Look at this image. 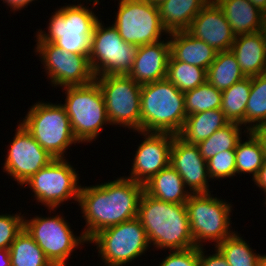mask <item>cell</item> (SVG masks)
Here are the masks:
<instances>
[{"label": "cell", "mask_w": 266, "mask_h": 266, "mask_svg": "<svg viewBox=\"0 0 266 266\" xmlns=\"http://www.w3.org/2000/svg\"><path fill=\"white\" fill-rule=\"evenodd\" d=\"M210 0H165L157 5L163 27L170 32L187 30Z\"/></svg>", "instance_id": "d4e9b609"}, {"label": "cell", "mask_w": 266, "mask_h": 266, "mask_svg": "<svg viewBox=\"0 0 266 266\" xmlns=\"http://www.w3.org/2000/svg\"><path fill=\"white\" fill-rule=\"evenodd\" d=\"M256 266H266V254L260 256Z\"/></svg>", "instance_id": "ee69618b"}, {"label": "cell", "mask_w": 266, "mask_h": 266, "mask_svg": "<svg viewBox=\"0 0 266 266\" xmlns=\"http://www.w3.org/2000/svg\"><path fill=\"white\" fill-rule=\"evenodd\" d=\"M187 31L217 52L230 51L236 37L222 10L213 0L201 9Z\"/></svg>", "instance_id": "ac0fdd59"}, {"label": "cell", "mask_w": 266, "mask_h": 266, "mask_svg": "<svg viewBox=\"0 0 266 266\" xmlns=\"http://www.w3.org/2000/svg\"><path fill=\"white\" fill-rule=\"evenodd\" d=\"M138 134L144 136V140L137 146L130 176L126 178L144 185L169 165L175 134L141 131Z\"/></svg>", "instance_id": "2e32d148"}, {"label": "cell", "mask_w": 266, "mask_h": 266, "mask_svg": "<svg viewBox=\"0 0 266 266\" xmlns=\"http://www.w3.org/2000/svg\"><path fill=\"white\" fill-rule=\"evenodd\" d=\"M243 128L239 123L230 122L215 131L209 138L196 144L202 157L207 161L222 151L235 150L238 141L242 138L241 133H247V130Z\"/></svg>", "instance_id": "f546056e"}, {"label": "cell", "mask_w": 266, "mask_h": 266, "mask_svg": "<svg viewBox=\"0 0 266 266\" xmlns=\"http://www.w3.org/2000/svg\"><path fill=\"white\" fill-rule=\"evenodd\" d=\"M237 35L266 30V14L249 0H213Z\"/></svg>", "instance_id": "7402d4cb"}, {"label": "cell", "mask_w": 266, "mask_h": 266, "mask_svg": "<svg viewBox=\"0 0 266 266\" xmlns=\"http://www.w3.org/2000/svg\"><path fill=\"white\" fill-rule=\"evenodd\" d=\"M245 77L231 50L217 52L214 62L207 69V81L221 91Z\"/></svg>", "instance_id": "484cf974"}, {"label": "cell", "mask_w": 266, "mask_h": 266, "mask_svg": "<svg viewBox=\"0 0 266 266\" xmlns=\"http://www.w3.org/2000/svg\"><path fill=\"white\" fill-rule=\"evenodd\" d=\"M144 191L156 199L175 204H185L191 195L170 164L144 184Z\"/></svg>", "instance_id": "603a6c76"}, {"label": "cell", "mask_w": 266, "mask_h": 266, "mask_svg": "<svg viewBox=\"0 0 266 266\" xmlns=\"http://www.w3.org/2000/svg\"><path fill=\"white\" fill-rule=\"evenodd\" d=\"M186 115L220 109L222 91L216 89L208 81L184 93Z\"/></svg>", "instance_id": "836d02e7"}, {"label": "cell", "mask_w": 266, "mask_h": 266, "mask_svg": "<svg viewBox=\"0 0 266 266\" xmlns=\"http://www.w3.org/2000/svg\"><path fill=\"white\" fill-rule=\"evenodd\" d=\"M251 90V77H245L222 91L221 110L230 122L245 128V111Z\"/></svg>", "instance_id": "4316f807"}, {"label": "cell", "mask_w": 266, "mask_h": 266, "mask_svg": "<svg viewBox=\"0 0 266 266\" xmlns=\"http://www.w3.org/2000/svg\"><path fill=\"white\" fill-rule=\"evenodd\" d=\"M105 100L110 125L141 131V85L129 75L95 77Z\"/></svg>", "instance_id": "7c38bea8"}, {"label": "cell", "mask_w": 266, "mask_h": 266, "mask_svg": "<svg viewBox=\"0 0 266 266\" xmlns=\"http://www.w3.org/2000/svg\"><path fill=\"white\" fill-rule=\"evenodd\" d=\"M88 7L80 2L58 8L49 18L48 32L38 29L35 41L53 43L70 53L89 55L91 36L99 18L93 8Z\"/></svg>", "instance_id": "277c9868"}, {"label": "cell", "mask_w": 266, "mask_h": 266, "mask_svg": "<svg viewBox=\"0 0 266 266\" xmlns=\"http://www.w3.org/2000/svg\"><path fill=\"white\" fill-rule=\"evenodd\" d=\"M79 179L78 171L67 158H55L22 186L30 188L36 202L47 207L51 213L68 200L73 199L77 204L81 188Z\"/></svg>", "instance_id": "9c48e42d"}, {"label": "cell", "mask_w": 266, "mask_h": 266, "mask_svg": "<svg viewBox=\"0 0 266 266\" xmlns=\"http://www.w3.org/2000/svg\"><path fill=\"white\" fill-rule=\"evenodd\" d=\"M143 191V184L126 176L95 186L82 185L78 206L86 222L81 233L87 241L101 230L136 218Z\"/></svg>", "instance_id": "6da1fadb"}, {"label": "cell", "mask_w": 266, "mask_h": 266, "mask_svg": "<svg viewBox=\"0 0 266 266\" xmlns=\"http://www.w3.org/2000/svg\"><path fill=\"white\" fill-rule=\"evenodd\" d=\"M113 25L127 43L142 46L162 40L168 35L159 10L150 0H119Z\"/></svg>", "instance_id": "4fadbf2b"}, {"label": "cell", "mask_w": 266, "mask_h": 266, "mask_svg": "<svg viewBox=\"0 0 266 266\" xmlns=\"http://www.w3.org/2000/svg\"><path fill=\"white\" fill-rule=\"evenodd\" d=\"M0 214V249H9L16 236L24 229V215Z\"/></svg>", "instance_id": "d590c367"}, {"label": "cell", "mask_w": 266, "mask_h": 266, "mask_svg": "<svg viewBox=\"0 0 266 266\" xmlns=\"http://www.w3.org/2000/svg\"><path fill=\"white\" fill-rule=\"evenodd\" d=\"M23 127L54 158H66V150L78 144L62 103L38 101L29 108Z\"/></svg>", "instance_id": "8992f818"}, {"label": "cell", "mask_w": 266, "mask_h": 266, "mask_svg": "<svg viewBox=\"0 0 266 266\" xmlns=\"http://www.w3.org/2000/svg\"><path fill=\"white\" fill-rule=\"evenodd\" d=\"M35 42L34 52L39 55L52 87L83 86L95 80L89 55L70 53L50 42Z\"/></svg>", "instance_id": "5bb4252c"}, {"label": "cell", "mask_w": 266, "mask_h": 266, "mask_svg": "<svg viewBox=\"0 0 266 266\" xmlns=\"http://www.w3.org/2000/svg\"><path fill=\"white\" fill-rule=\"evenodd\" d=\"M211 180H222L236 176V157L234 150L222 151L207 160Z\"/></svg>", "instance_id": "e575fe53"}, {"label": "cell", "mask_w": 266, "mask_h": 266, "mask_svg": "<svg viewBox=\"0 0 266 266\" xmlns=\"http://www.w3.org/2000/svg\"><path fill=\"white\" fill-rule=\"evenodd\" d=\"M231 52L246 77L266 73V30L237 35Z\"/></svg>", "instance_id": "ffe728a7"}, {"label": "cell", "mask_w": 266, "mask_h": 266, "mask_svg": "<svg viewBox=\"0 0 266 266\" xmlns=\"http://www.w3.org/2000/svg\"><path fill=\"white\" fill-rule=\"evenodd\" d=\"M264 195H265V201H264V204L266 205V192H264Z\"/></svg>", "instance_id": "7dc6e473"}, {"label": "cell", "mask_w": 266, "mask_h": 266, "mask_svg": "<svg viewBox=\"0 0 266 266\" xmlns=\"http://www.w3.org/2000/svg\"><path fill=\"white\" fill-rule=\"evenodd\" d=\"M154 5H159L160 3H162L165 0H150Z\"/></svg>", "instance_id": "f6af8a7d"}, {"label": "cell", "mask_w": 266, "mask_h": 266, "mask_svg": "<svg viewBox=\"0 0 266 266\" xmlns=\"http://www.w3.org/2000/svg\"><path fill=\"white\" fill-rule=\"evenodd\" d=\"M166 78L185 93L207 81V71L199 66L177 61L170 55Z\"/></svg>", "instance_id": "1f68e13d"}, {"label": "cell", "mask_w": 266, "mask_h": 266, "mask_svg": "<svg viewBox=\"0 0 266 266\" xmlns=\"http://www.w3.org/2000/svg\"><path fill=\"white\" fill-rule=\"evenodd\" d=\"M181 176L191 194L210 193L207 161L202 157L198 146L183 141L177 135L170 150L169 163ZM209 180V181H208Z\"/></svg>", "instance_id": "e0dca14e"}, {"label": "cell", "mask_w": 266, "mask_h": 266, "mask_svg": "<svg viewBox=\"0 0 266 266\" xmlns=\"http://www.w3.org/2000/svg\"><path fill=\"white\" fill-rule=\"evenodd\" d=\"M8 146L3 172L14 178L20 186L55 159L41 147L20 121Z\"/></svg>", "instance_id": "9a60e30c"}, {"label": "cell", "mask_w": 266, "mask_h": 266, "mask_svg": "<svg viewBox=\"0 0 266 266\" xmlns=\"http://www.w3.org/2000/svg\"><path fill=\"white\" fill-rule=\"evenodd\" d=\"M246 141L240 139L234 150L236 157V175L252 174L256 177L264 162V152L259 139L252 131H247ZM241 173V174H240Z\"/></svg>", "instance_id": "83f0119b"}, {"label": "cell", "mask_w": 266, "mask_h": 266, "mask_svg": "<svg viewBox=\"0 0 266 266\" xmlns=\"http://www.w3.org/2000/svg\"><path fill=\"white\" fill-rule=\"evenodd\" d=\"M169 57V39L139 46L129 76L139 85L166 79Z\"/></svg>", "instance_id": "d6986e66"}, {"label": "cell", "mask_w": 266, "mask_h": 266, "mask_svg": "<svg viewBox=\"0 0 266 266\" xmlns=\"http://www.w3.org/2000/svg\"><path fill=\"white\" fill-rule=\"evenodd\" d=\"M170 55L177 61L199 66L207 71L217 51L206 42L192 36L187 30L170 32Z\"/></svg>", "instance_id": "44dd1931"}, {"label": "cell", "mask_w": 266, "mask_h": 266, "mask_svg": "<svg viewBox=\"0 0 266 266\" xmlns=\"http://www.w3.org/2000/svg\"><path fill=\"white\" fill-rule=\"evenodd\" d=\"M151 247L184 250L195 247L185 204L168 203L143 191L138 215Z\"/></svg>", "instance_id": "7a4b0ae2"}, {"label": "cell", "mask_w": 266, "mask_h": 266, "mask_svg": "<svg viewBox=\"0 0 266 266\" xmlns=\"http://www.w3.org/2000/svg\"><path fill=\"white\" fill-rule=\"evenodd\" d=\"M185 207L195 247H203L207 241L217 246L235 232L231 226V202L214 197L211 192L198 193L189 196Z\"/></svg>", "instance_id": "52a82bcc"}, {"label": "cell", "mask_w": 266, "mask_h": 266, "mask_svg": "<svg viewBox=\"0 0 266 266\" xmlns=\"http://www.w3.org/2000/svg\"><path fill=\"white\" fill-rule=\"evenodd\" d=\"M266 123V73L251 77V90L245 111V129L252 131Z\"/></svg>", "instance_id": "4dcf8cb0"}, {"label": "cell", "mask_w": 266, "mask_h": 266, "mask_svg": "<svg viewBox=\"0 0 266 266\" xmlns=\"http://www.w3.org/2000/svg\"><path fill=\"white\" fill-rule=\"evenodd\" d=\"M255 7L266 14V0H249Z\"/></svg>", "instance_id": "7bdbcfd3"}, {"label": "cell", "mask_w": 266, "mask_h": 266, "mask_svg": "<svg viewBox=\"0 0 266 266\" xmlns=\"http://www.w3.org/2000/svg\"><path fill=\"white\" fill-rule=\"evenodd\" d=\"M229 123L221 109L194 113L186 117L177 136L187 143L198 144Z\"/></svg>", "instance_id": "cb8c5ba5"}, {"label": "cell", "mask_w": 266, "mask_h": 266, "mask_svg": "<svg viewBox=\"0 0 266 266\" xmlns=\"http://www.w3.org/2000/svg\"><path fill=\"white\" fill-rule=\"evenodd\" d=\"M0 266H11L9 249H0Z\"/></svg>", "instance_id": "b9f144b4"}, {"label": "cell", "mask_w": 266, "mask_h": 266, "mask_svg": "<svg viewBox=\"0 0 266 266\" xmlns=\"http://www.w3.org/2000/svg\"><path fill=\"white\" fill-rule=\"evenodd\" d=\"M239 235L235 231L215 247L226 258L229 266H256L262 254L256 253V250L254 252L249 241L247 243V240Z\"/></svg>", "instance_id": "d6a6232c"}, {"label": "cell", "mask_w": 266, "mask_h": 266, "mask_svg": "<svg viewBox=\"0 0 266 266\" xmlns=\"http://www.w3.org/2000/svg\"><path fill=\"white\" fill-rule=\"evenodd\" d=\"M24 216V229L43 250L54 266H66L75 248L88 244L84 234L73 233L70 222L61 215L54 216Z\"/></svg>", "instance_id": "8fae6325"}, {"label": "cell", "mask_w": 266, "mask_h": 266, "mask_svg": "<svg viewBox=\"0 0 266 266\" xmlns=\"http://www.w3.org/2000/svg\"><path fill=\"white\" fill-rule=\"evenodd\" d=\"M139 46L125 42L112 24L98 20L91 36L89 63L95 77L129 75Z\"/></svg>", "instance_id": "30bf717a"}, {"label": "cell", "mask_w": 266, "mask_h": 266, "mask_svg": "<svg viewBox=\"0 0 266 266\" xmlns=\"http://www.w3.org/2000/svg\"><path fill=\"white\" fill-rule=\"evenodd\" d=\"M65 91V102L62 104L70 119V125L79 143H93L104 125H110L107 116L104 96L98 85L93 82L83 86H68Z\"/></svg>", "instance_id": "5b68a950"}, {"label": "cell", "mask_w": 266, "mask_h": 266, "mask_svg": "<svg viewBox=\"0 0 266 266\" xmlns=\"http://www.w3.org/2000/svg\"><path fill=\"white\" fill-rule=\"evenodd\" d=\"M213 254L205 255L204 247H199V266H229L226 258L214 247Z\"/></svg>", "instance_id": "74e56055"}, {"label": "cell", "mask_w": 266, "mask_h": 266, "mask_svg": "<svg viewBox=\"0 0 266 266\" xmlns=\"http://www.w3.org/2000/svg\"><path fill=\"white\" fill-rule=\"evenodd\" d=\"M88 243L97 247L98 257H101L104 266L134 263L151 247L146 231L137 217L101 230Z\"/></svg>", "instance_id": "ba28073f"}, {"label": "cell", "mask_w": 266, "mask_h": 266, "mask_svg": "<svg viewBox=\"0 0 266 266\" xmlns=\"http://www.w3.org/2000/svg\"><path fill=\"white\" fill-rule=\"evenodd\" d=\"M186 117L184 93L167 78L141 85V132L177 135Z\"/></svg>", "instance_id": "3957f363"}, {"label": "cell", "mask_w": 266, "mask_h": 266, "mask_svg": "<svg viewBox=\"0 0 266 266\" xmlns=\"http://www.w3.org/2000/svg\"><path fill=\"white\" fill-rule=\"evenodd\" d=\"M252 132L261 142L263 152H264V159H266V123L256 126L252 130Z\"/></svg>", "instance_id": "60d3db41"}, {"label": "cell", "mask_w": 266, "mask_h": 266, "mask_svg": "<svg viewBox=\"0 0 266 266\" xmlns=\"http://www.w3.org/2000/svg\"><path fill=\"white\" fill-rule=\"evenodd\" d=\"M159 266H199V247L184 250H169Z\"/></svg>", "instance_id": "8d00e7d4"}, {"label": "cell", "mask_w": 266, "mask_h": 266, "mask_svg": "<svg viewBox=\"0 0 266 266\" xmlns=\"http://www.w3.org/2000/svg\"><path fill=\"white\" fill-rule=\"evenodd\" d=\"M252 181H254V185H257L263 192H266V159H264L262 167Z\"/></svg>", "instance_id": "ab89813d"}, {"label": "cell", "mask_w": 266, "mask_h": 266, "mask_svg": "<svg viewBox=\"0 0 266 266\" xmlns=\"http://www.w3.org/2000/svg\"><path fill=\"white\" fill-rule=\"evenodd\" d=\"M3 1V3L10 8V11H14L13 13H15L16 11L19 10H23V8L25 9V7L27 8L28 5H30V3H32L33 1L36 0H1Z\"/></svg>", "instance_id": "f35d334b"}, {"label": "cell", "mask_w": 266, "mask_h": 266, "mask_svg": "<svg viewBox=\"0 0 266 266\" xmlns=\"http://www.w3.org/2000/svg\"><path fill=\"white\" fill-rule=\"evenodd\" d=\"M91 2H93V8L96 7V5H98L100 2V0H90V4Z\"/></svg>", "instance_id": "bcb514c9"}, {"label": "cell", "mask_w": 266, "mask_h": 266, "mask_svg": "<svg viewBox=\"0 0 266 266\" xmlns=\"http://www.w3.org/2000/svg\"><path fill=\"white\" fill-rule=\"evenodd\" d=\"M9 251L11 266H54L25 229L16 236Z\"/></svg>", "instance_id": "f1b7e54d"}]
</instances>
